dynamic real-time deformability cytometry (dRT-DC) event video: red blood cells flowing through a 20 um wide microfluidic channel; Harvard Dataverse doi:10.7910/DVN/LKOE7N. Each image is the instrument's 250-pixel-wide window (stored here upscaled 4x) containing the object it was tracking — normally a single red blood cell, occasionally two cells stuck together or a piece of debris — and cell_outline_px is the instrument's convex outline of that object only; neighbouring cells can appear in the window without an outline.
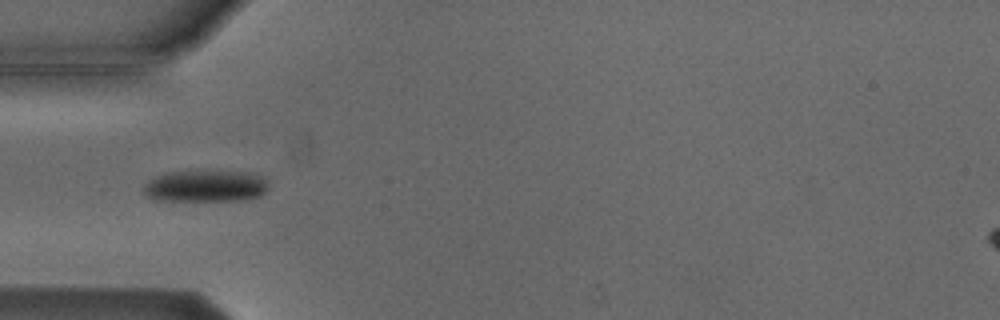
{"species": "Egyptian fruit bat (a non-hibernating species)", "species_latin": "Rousettus aegyptiacus", "temperature_condition": "cold", "stored_images_in_passage": 9, "camera_frame_rate_fps": 3000, "um_per_image_px": 0.085, "animal": {"sex": "male"}, "frame": {"image": 1, "passage_image": 6, "time_ms": 6.667, "image_size_px": [1000, 320], "cell_outline_px": [[268, 188], [260, 196], [240, 200], [156, 200], [140, 192], [144, 184], [148, 180], [164, 172], [196, 168], [248, 172], [260, 176], [268, 184]], "centroid_in_image_um": [17.39, 15.76], "position_along_channel_um": 67.6, "area_um2": 24.04}}
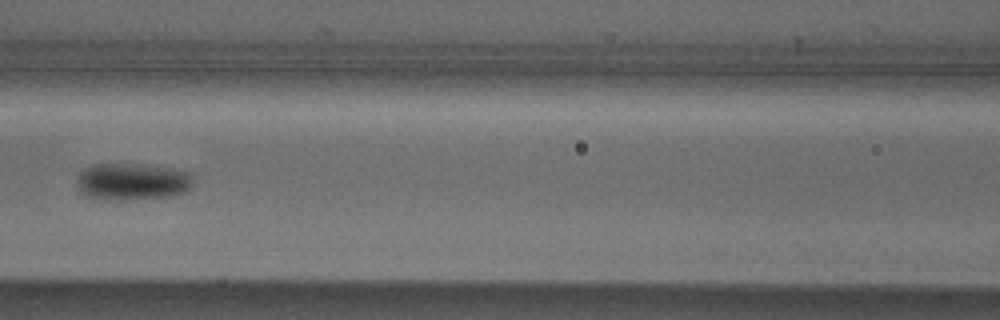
{"frame": {"image": 2, "passage_image": 8, "time_ms": 9.0, "image_size_px": [1000, 320], "cell_outline_px": [[192, 188], [184, 192], [168, 196], [120, 200], [104, 200], [84, 196], [80, 192], [76, 184], [76, 180], [80, 172], [84, 168], [92, 164], [148, 164], [188, 172], [192, 176]], "centroid_in_image_um": [11.18, 15.43], "position_along_channel_um": 155.4, "area_um2": 25.32}}
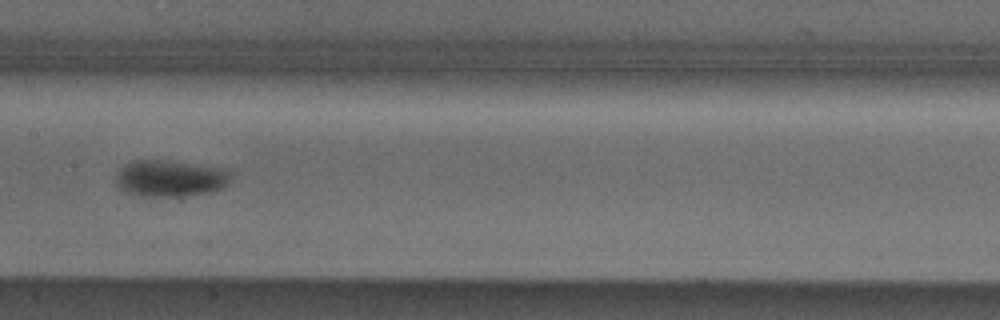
{"frame": {"image": 3, "passage_image": 9, "time_ms": 10.0, "image_size_px": [1000, 320], "cell_outline_px": [[232, 180], [224, 188], [208, 192], [172, 196], [140, 196], [124, 192], [116, 184], [116, 172], [124, 164], [132, 160], [164, 160], [228, 168], [232, 172]], "centroid_in_image_um": [14.48, 15.14], "position_along_channel_um": 192.9, "area_um2": 24.85}}